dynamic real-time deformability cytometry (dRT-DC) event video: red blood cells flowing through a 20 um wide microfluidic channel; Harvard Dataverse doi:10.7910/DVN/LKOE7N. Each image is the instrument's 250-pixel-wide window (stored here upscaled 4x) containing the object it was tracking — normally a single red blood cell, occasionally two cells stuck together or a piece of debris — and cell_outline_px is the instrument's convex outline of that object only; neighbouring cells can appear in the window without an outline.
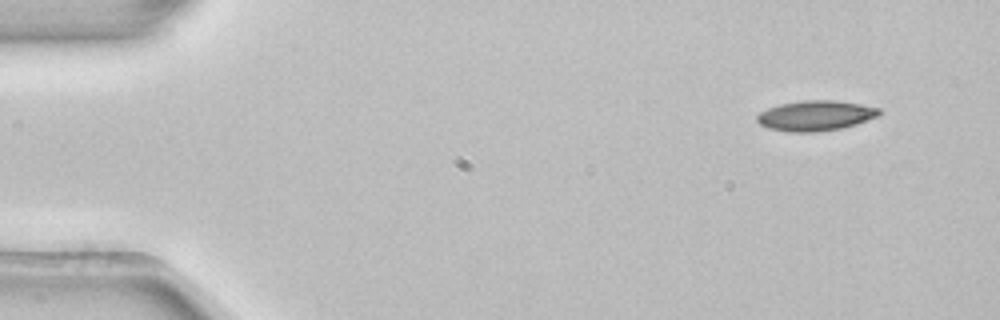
{"species": "common noctule bat (a hibernating species)", "species_latin": "Nyctalus noctula", "temperature_condition": "room temperature", "stored_images_in_passage": 4, "camera_frame_rate_fps": 3000, "um_per_image_px": 0.085, "animal": {"sex": "female", "body_mass_g": 22.7, "forearm_length_mm": 54.2}, "frame": {"image": 1, "passage_image": 1, "time_ms": 0.0, "image_size_px": [1000, 320], "cell_outline_px": [[880, 116], [856, 124], [840, 128], [816, 132], [788, 132], [768, 128], [760, 124], [756, 120], [756, 116], [760, 112], [768, 108], [780, 104], [804, 100], [836, 100], [860, 104], [880, 108]], "centroid_in_image_um": [69.32, 9.83], "position_along_channel_um": 15.7, "area_um2": 21.56}}